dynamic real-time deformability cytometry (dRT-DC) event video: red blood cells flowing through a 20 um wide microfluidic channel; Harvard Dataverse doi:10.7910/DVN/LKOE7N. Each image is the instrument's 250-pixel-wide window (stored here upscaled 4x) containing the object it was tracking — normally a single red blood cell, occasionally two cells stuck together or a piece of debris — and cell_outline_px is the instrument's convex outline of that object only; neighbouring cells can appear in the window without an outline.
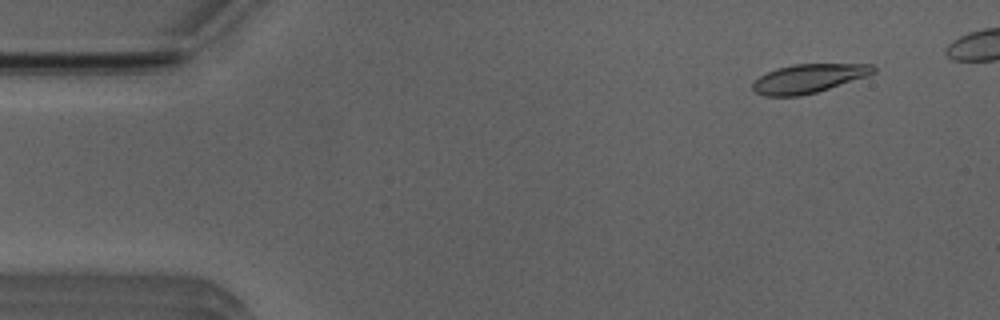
{"species": "Egyptian fruit bat (a non-hibernating species)", "species_latin": "Rousettus aegyptiacus", "temperature_condition": "room temperature", "stored_images_in_passage": 45, "camera_frame_rate_fps": 3000, "um_per_image_px": 0.085, "animal": {"sex": "male"}, "frame": {"image": 1, "passage_image": 3, "time_ms": 0.667, "image_size_px": [1000, 320], "cell_outline_px": [[876, 72], [868, 76], [816, 92], [800, 96], [764, 96], [756, 92], [752, 88], [752, 84], [760, 76], [776, 68], [792, 64], [872, 64], [876, 68]], "centroid_in_image_um": [68.74, 6.66], "position_along_channel_um": 16.3, "area_um2": 20.23}}
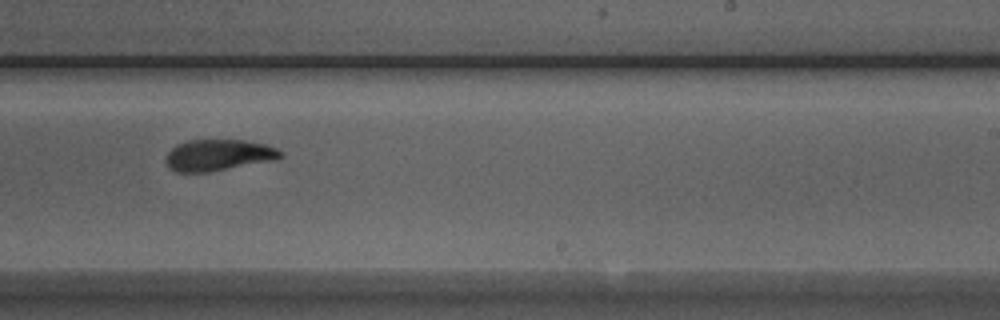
{"frame": {"image": 2, "passage_image": 30, "time_ms": 9.667, "image_size_px": [1000, 320], "cell_outline_px": [[284, 156], [276, 160], [208, 172], [176, 172], [164, 160], [168, 152], [176, 144], [188, 140], [244, 140], [264, 144], [276, 148], [284, 152]], "centroid_in_image_um": [18.59, 13.18], "position_along_channel_um": 270.4, "area_um2": 20.98}}
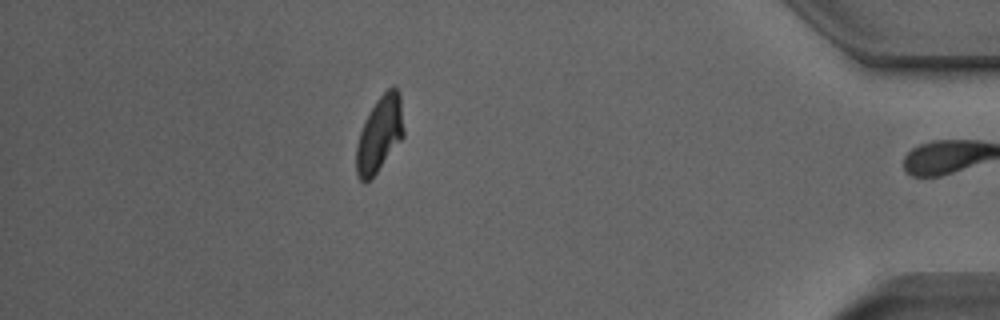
{"frame": {"image": 3, "passage_image": 44, "time_ms": 14.333, "image_size_px": [1000, 320], "cell_outline_px": [[404, 136], [376, 172], [368, 180], [360, 180], [356, 172], [356, 144], [364, 120], [376, 100], [392, 84], [400, 92], [404, 128]], "centroid_in_image_um": [32.27, 11.34], "position_along_channel_um": 402.9, "area_um2": 20.75}, "authors_computed_cell_mechanics": {"area_um2": 21.097, "velocity_mm_per_s": 3.9114, "shape_relaxation_time_tau1_ms": 3.3349, "shape_relaxation_time_tau2_ms": 1.9742, "deformation_change_tau1": 0.1685, "deformation_change_tau2": 0.0611}}